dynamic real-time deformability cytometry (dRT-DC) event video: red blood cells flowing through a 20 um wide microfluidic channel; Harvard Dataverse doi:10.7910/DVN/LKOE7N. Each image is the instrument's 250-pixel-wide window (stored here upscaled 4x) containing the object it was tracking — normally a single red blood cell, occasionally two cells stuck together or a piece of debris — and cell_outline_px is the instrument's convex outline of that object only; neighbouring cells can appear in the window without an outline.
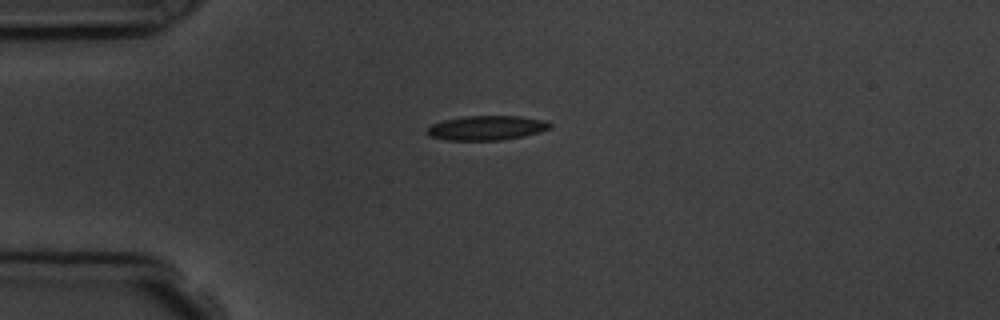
{"species": "common noctule bat (a hibernating species)", "species_latin": "Nyctalus noctula", "temperature_condition": "room temperature", "stored_images_in_passage": 4, "camera_frame_rate_fps": 3000, "um_per_image_px": 0.085, "animal": {"sex": "male", "body_mass_g": 19.5, "forearm_length_mm": 54.6}, "frame": {"image": 1, "passage_image": 1, "time_ms": 0.0, "image_size_px": [1000, 320], "cell_outline_px": [[552, 128], [540, 132], [524, 136], [500, 140], [448, 140], [428, 136], [424, 132], [432, 124], [444, 120], [464, 116], [520, 116], [548, 120], [552, 124]], "centroid_in_image_um": [41.4, 10.87], "position_along_channel_um": 43.6, "area_um2": 17.74}}